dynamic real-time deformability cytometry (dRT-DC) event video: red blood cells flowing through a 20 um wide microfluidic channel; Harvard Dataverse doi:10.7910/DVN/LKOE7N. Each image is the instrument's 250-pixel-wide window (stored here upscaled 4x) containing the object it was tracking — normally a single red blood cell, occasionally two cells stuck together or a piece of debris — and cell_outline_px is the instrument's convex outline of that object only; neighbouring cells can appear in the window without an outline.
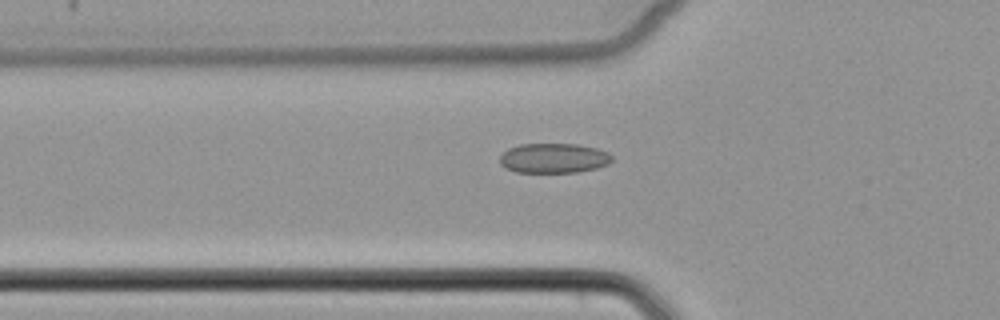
{"species": "common noctule bat (a hibernating species)", "species_latin": "Nyctalus noctula", "temperature_condition": "cold", "stored_images_in_passage": 52, "camera_frame_rate_fps": 3000, "um_per_image_px": 0.085, "animal": {"sex": "female", "body_mass_g": 22.7, "forearm_length_mm": 54.2}, "frame": {"image": 1, "passage_image": 19, "time_ms": 6.0, "image_size_px": [1000, 320], "cell_outline_px": [[612, 160], [608, 164], [596, 168], [576, 172], [516, 172], [504, 168], [500, 164], [500, 156], [508, 148], [520, 144], [580, 144], [596, 148], [608, 152], [612, 156]], "centroid_in_image_um": [47.05, 13.44], "position_along_channel_um": 78.7, "area_um2": 19.54}}
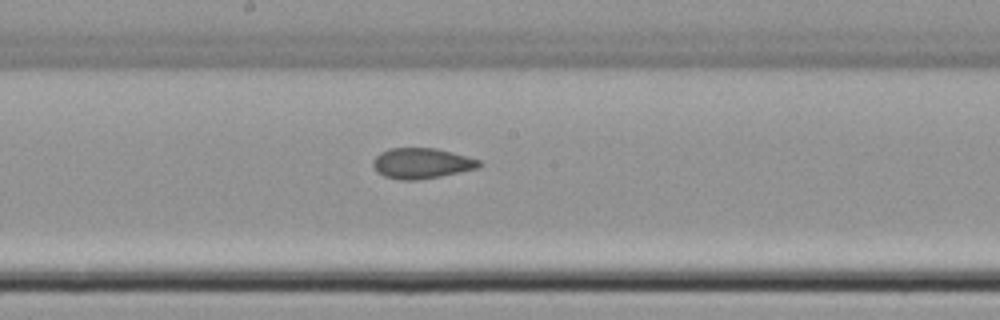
{"frame": {"image": 2, "passage_image": 29, "time_ms": 9.333, "image_size_px": [1000, 320], "cell_outline_px": [[484, 164], [476, 168], [440, 176], [416, 180], [400, 180], [384, 176], [376, 172], [372, 164], [372, 160], [380, 152], [388, 148], [436, 148], [452, 152], [480, 160]], "centroid_in_image_um": [35.8, 13.87], "position_along_channel_um": 212.4, "area_um2": 18.9}}
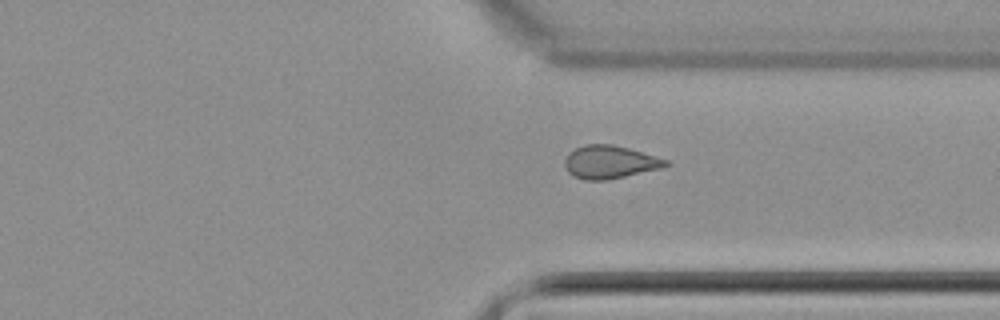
{"frame": {"image": 3, "passage_image": 40, "time_ms": 13.0, "image_size_px": [1000, 320], "cell_outline_px": [[672, 164], [664, 168], [608, 180], [584, 180], [572, 176], [568, 172], [564, 164], [564, 160], [568, 152], [584, 144], [612, 144], [628, 148], [656, 156], [668, 160]], "centroid_in_image_um": [51.85, 13.78], "position_along_channel_um": 359.6, "area_um2": 19.77}}